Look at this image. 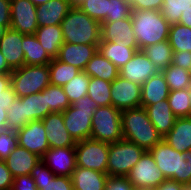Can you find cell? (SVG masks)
Masks as SVG:
<instances>
[{
	"instance_id": "1",
	"label": "cell",
	"mask_w": 191,
	"mask_h": 190,
	"mask_svg": "<svg viewBox=\"0 0 191 190\" xmlns=\"http://www.w3.org/2000/svg\"><path fill=\"white\" fill-rule=\"evenodd\" d=\"M149 152L166 179L184 185L191 184V150L178 152L162 139Z\"/></svg>"
},
{
	"instance_id": "2",
	"label": "cell",
	"mask_w": 191,
	"mask_h": 190,
	"mask_svg": "<svg viewBox=\"0 0 191 190\" xmlns=\"http://www.w3.org/2000/svg\"><path fill=\"white\" fill-rule=\"evenodd\" d=\"M121 124L123 138L146 151L163 139L142 106L121 111Z\"/></svg>"
},
{
	"instance_id": "3",
	"label": "cell",
	"mask_w": 191,
	"mask_h": 190,
	"mask_svg": "<svg viewBox=\"0 0 191 190\" xmlns=\"http://www.w3.org/2000/svg\"><path fill=\"white\" fill-rule=\"evenodd\" d=\"M132 26L139 50L168 40L170 24L157 10H132Z\"/></svg>"
},
{
	"instance_id": "4",
	"label": "cell",
	"mask_w": 191,
	"mask_h": 190,
	"mask_svg": "<svg viewBox=\"0 0 191 190\" xmlns=\"http://www.w3.org/2000/svg\"><path fill=\"white\" fill-rule=\"evenodd\" d=\"M60 25L66 43L99 44L101 41V24L79 7H72Z\"/></svg>"
},
{
	"instance_id": "5",
	"label": "cell",
	"mask_w": 191,
	"mask_h": 190,
	"mask_svg": "<svg viewBox=\"0 0 191 190\" xmlns=\"http://www.w3.org/2000/svg\"><path fill=\"white\" fill-rule=\"evenodd\" d=\"M96 108V102L86 95L63 111L64 125L75 142L90 139Z\"/></svg>"
},
{
	"instance_id": "6",
	"label": "cell",
	"mask_w": 191,
	"mask_h": 190,
	"mask_svg": "<svg viewBox=\"0 0 191 190\" xmlns=\"http://www.w3.org/2000/svg\"><path fill=\"white\" fill-rule=\"evenodd\" d=\"M10 75L11 86L18 98L39 93L50 85L49 64L23 65Z\"/></svg>"
},
{
	"instance_id": "7",
	"label": "cell",
	"mask_w": 191,
	"mask_h": 190,
	"mask_svg": "<svg viewBox=\"0 0 191 190\" xmlns=\"http://www.w3.org/2000/svg\"><path fill=\"white\" fill-rule=\"evenodd\" d=\"M145 152V149L124 138L110 143L107 175L126 177Z\"/></svg>"
},
{
	"instance_id": "8",
	"label": "cell",
	"mask_w": 191,
	"mask_h": 190,
	"mask_svg": "<svg viewBox=\"0 0 191 190\" xmlns=\"http://www.w3.org/2000/svg\"><path fill=\"white\" fill-rule=\"evenodd\" d=\"M90 139L109 144L123 139L121 111L112 105L97 107L92 117Z\"/></svg>"
},
{
	"instance_id": "9",
	"label": "cell",
	"mask_w": 191,
	"mask_h": 190,
	"mask_svg": "<svg viewBox=\"0 0 191 190\" xmlns=\"http://www.w3.org/2000/svg\"><path fill=\"white\" fill-rule=\"evenodd\" d=\"M76 166L107 174L109 143L93 139L76 142Z\"/></svg>"
},
{
	"instance_id": "10",
	"label": "cell",
	"mask_w": 191,
	"mask_h": 190,
	"mask_svg": "<svg viewBox=\"0 0 191 190\" xmlns=\"http://www.w3.org/2000/svg\"><path fill=\"white\" fill-rule=\"evenodd\" d=\"M135 189L158 187L166 178L146 151L126 176Z\"/></svg>"
},
{
	"instance_id": "11",
	"label": "cell",
	"mask_w": 191,
	"mask_h": 190,
	"mask_svg": "<svg viewBox=\"0 0 191 190\" xmlns=\"http://www.w3.org/2000/svg\"><path fill=\"white\" fill-rule=\"evenodd\" d=\"M111 105L123 111L141 106V85L118 76L111 82Z\"/></svg>"
},
{
	"instance_id": "12",
	"label": "cell",
	"mask_w": 191,
	"mask_h": 190,
	"mask_svg": "<svg viewBox=\"0 0 191 190\" xmlns=\"http://www.w3.org/2000/svg\"><path fill=\"white\" fill-rule=\"evenodd\" d=\"M16 133L18 146L27 149L40 158H42L50 148L46 137L47 131L45 130L42 120L31 121L16 131Z\"/></svg>"
},
{
	"instance_id": "13",
	"label": "cell",
	"mask_w": 191,
	"mask_h": 190,
	"mask_svg": "<svg viewBox=\"0 0 191 190\" xmlns=\"http://www.w3.org/2000/svg\"><path fill=\"white\" fill-rule=\"evenodd\" d=\"M10 28L21 34H35L38 23L36 6L30 0H10Z\"/></svg>"
},
{
	"instance_id": "14",
	"label": "cell",
	"mask_w": 191,
	"mask_h": 190,
	"mask_svg": "<svg viewBox=\"0 0 191 190\" xmlns=\"http://www.w3.org/2000/svg\"><path fill=\"white\" fill-rule=\"evenodd\" d=\"M101 41L115 42L126 47H138L132 26V17L101 23Z\"/></svg>"
},
{
	"instance_id": "15",
	"label": "cell",
	"mask_w": 191,
	"mask_h": 190,
	"mask_svg": "<svg viewBox=\"0 0 191 190\" xmlns=\"http://www.w3.org/2000/svg\"><path fill=\"white\" fill-rule=\"evenodd\" d=\"M41 160L55 176L71 177L76 168L75 147L49 148Z\"/></svg>"
},
{
	"instance_id": "16",
	"label": "cell",
	"mask_w": 191,
	"mask_h": 190,
	"mask_svg": "<svg viewBox=\"0 0 191 190\" xmlns=\"http://www.w3.org/2000/svg\"><path fill=\"white\" fill-rule=\"evenodd\" d=\"M158 70L142 51H136L133 57L119 69V76L142 85L147 79L156 74Z\"/></svg>"
},
{
	"instance_id": "17",
	"label": "cell",
	"mask_w": 191,
	"mask_h": 190,
	"mask_svg": "<svg viewBox=\"0 0 191 190\" xmlns=\"http://www.w3.org/2000/svg\"><path fill=\"white\" fill-rule=\"evenodd\" d=\"M42 122L50 148L75 147L76 142L64 125L63 112L49 113Z\"/></svg>"
},
{
	"instance_id": "18",
	"label": "cell",
	"mask_w": 191,
	"mask_h": 190,
	"mask_svg": "<svg viewBox=\"0 0 191 190\" xmlns=\"http://www.w3.org/2000/svg\"><path fill=\"white\" fill-rule=\"evenodd\" d=\"M23 38L24 34L9 28L0 39V52L12 70L25 65L24 51L22 49Z\"/></svg>"
},
{
	"instance_id": "19",
	"label": "cell",
	"mask_w": 191,
	"mask_h": 190,
	"mask_svg": "<svg viewBox=\"0 0 191 190\" xmlns=\"http://www.w3.org/2000/svg\"><path fill=\"white\" fill-rule=\"evenodd\" d=\"M99 44H72L64 42L57 57L63 63L84 71L88 61L98 51Z\"/></svg>"
},
{
	"instance_id": "20",
	"label": "cell",
	"mask_w": 191,
	"mask_h": 190,
	"mask_svg": "<svg viewBox=\"0 0 191 190\" xmlns=\"http://www.w3.org/2000/svg\"><path fill=\"white\" fill-rule=\"evenodd\" d=\"M30 175L37 190H74L71 177L55 176L42 160L36 164Z\"/></svg>"
},
{
	"instance_id": "21",
	"label": "cell",
	"mask_w": 191,
	"mask_h": 190,
	"mask_svg": "<svg viewBox=\"0 0 191 190\" xmlns=\"http://www.w3.org/2000/svg\"><path fill=\"white\" fill-rule=\"evenodd\" d=\"M72 8L68 0H49L36 7L38 27L60 25Z\"/></svg>"
},
{
	"instance_id": "22",
	"label": "cell",
	"mask_w": 191,
	"mask_h": 190,
	"mask_svg": "<svg viewBox=\"0 0 191 190\" xmlns=\"http://www.w3.org/2000/svg\"><path fill=\"white\" fill-rule=\"evenodd\" d=\"M169 87L162 72H157L141 85V106L153 105L167 100Z\"/></svg>"
},
{
	"instance_id": "23",
	"label": "cell",
	"mask_w": 191,
	"mask_h": 190,
	"mask_svg": "<svg viewBox=\"0 0 191 190\" xmlns=\"http://www.w3.org/2000/svg\"><path fill=\"white\" fill-rule=\"evenodd\" d=\"M13 177L30 175L41 158L27 149L17 146L4 160Z\"/></svg>"
},
{
	"instance_id": "24",
	"label": "cell",
	"mask_w": 191,
	"mask_h": 190,
	"mask_svg": "<svg viewBox=\"0 0 191 190\" xmlns=\"http://www.w3.org/2000/svg\"><path fill=\"white\" fill-rule=\"evenodd\" d=\"M144 108L148 114V118L163 138L172 129L177 118L172 112L168 101H159Z\"/></svg>"
},
{
	"instance_id": "25",
	"label": "cell",
	"mask_w": 191,
	"mask_h": 190,
	"mask_svg": "<svg viewBox=\"0 0 191 190\" xmlns=\"http://www.w3.org/2000/svg\"><path fill=\"white\" fill-rule=\"evenodd\" d=\"M163 139L178 152L191 150V117L176 118L174 126Z\"/></svg>"
},
{
	"instance_id": "26",
	"label": "cell",
	"mask_w": 191,
	"mask_h": 190,
	"mask_svg": "<svg viewBox=\"0 0 191 190\" xmlns=\"http://www.w3.org/2000/svg\"><path fill=\"white\" fill-rule=\"evenodd\" d=\"M108 177L100 171L76 166L71 179L74 190H105Z\"/></svg>"
},
{
	"instance_id": "27",
	"label": "cell",
	"mask_w": 191,
	"mask_h": 190,
	"mask_svg": "<svg viewBox=\"0 0 191 190\" xmlns=\"http://www.w3.org/2000/svg\"><path fill=\"white\" fill-rule=\"evenodd\" d=\"M35 35L48 55L52 59L57 58L64 43L61 25L38 27Z\"/></svg>"
},
{
	"instance_id": "28",
	"label": "cell",
	"mask_w": 191,
	"mask_h": 190,
	"mask_svg": "<svg viewBox=\"0 0 191 190\" xmlns=\"http://www.w3.org/2000/svg\"><path fill=\"white\" fill-rule=\"evenodd\" d=\"M84 72L90 77L112 82L119 76V69L106 59L99 51L88 61Z\"/></svg>"
},
{
	"instance_id": "29",
	"label": "cell",
	"mask_w": 191,
	"mask_h": 190,
	"mask_svg": "<svg viewBox=\"0 0 191 190\" xmlns=\"http://www.w3.org/2000/svg\"><path fill=\"white\" fill-rule=\"evenodd\" d=\"M98 51L120 69L139 51L138 47H126L115 42L100 41Z\"/></svg>"
},
{
	"instance_id": "30",
	"label": "cell",
	"mask_w": 191,
	"mask_h": 190,
	"mask_svg": "<svg viewBox=\"0 0 191 190\" xmlns=\"http://www.w3.org/2000/svg\"><path fill=\"white\" fill-rule=\"evenodd\" d=\"M22 49L25 65H46L52 61L35 34H24Z\"/></svg>"
},
{
	"instance_id": "31",
	"label": "cell",
	"mask_w": 191,
	"mask_h": 190,
	"mask_svg": "<svg viewBox=\"0 0 191 190\" xmlns=\"http://www.w3.org/2000/svg\"><path fill=\"white\" fill-rule=\"evenodd\" d=\"M142 51L159 72L172 64L173 50L168 40L149 45L143 48Z\"/></svg>"
},
{
	"instance_id": "32",
	"label": "cell",
	"mask_w": 191,
	"mask_h": 190,
	"mask_svg": "<svg viewBox=\"0 0 191 190\" xmlns=\"http://www.w3.org/2000/svg\"><path fill=\"white\" fill-rule=\"evenodd\" d=\"M24 110L26 124L35 120H43L49 114L46 95L41 91L39 93L24 96Z\"/></svg>"
},
{
	"instance_id": "33",
	"label": "cell",
	"mask_w": 191,
	"mask_h": 190,
	"mask_svg": "<svg viewBox=\"0 0 191 190\" xmlns=\"http://www.w3.org/2000/svg\"><path fill=\"white\" fill-rule=\"evenodd\" d=\"M50 84L54 86H63L74 78L81 70L73 65L61 62L57 58L49 63Z\"/></svg>"
},
{
	"instance_id": "34",
	"label": "cell",
	"mask_w": 191,
	"mask_h": 190,
	"mask_svg": "<svg viewBox=\"0 0 191 190\" xmlns=\"http://www.w3.org/2000/svg\"><path fill=\"white\" fill-rule=\"evenodd\" d=\"M168 41L173 51L191 52V28L180 23L171 24Z\"/></svg>"
},
{
	"instance_id": "35",
	"label": "cell",
	"mask_w": 191,
	"mask_h": 190,
	"mask_svg": "<svg viewBox=\"0 0 191 190\" xmlns=\"http://www.w3.org/2000/svg\"><path fill=\"white\" fill-rule=\"evenodd\" d=\"M111 82L101 78L90 77L87 95L100 106L111 105Z\"/></svg>"
},
{
	"instance_id": "36",
	"label": "cell",
	"mask_w": 191,
	"mask_h": 190,
	"mask_svg": "<svg viewBox=\"0 0 191 190\" xmlns=\"http://www.w3.org/2000/svg\"><path fill=\"white\" fill-rule=\"evenodd\" d=\"M90 76L80 71L74 78L63 85V89L71 105L87 95Z\"/></svg>"
},
{
	"instance_id": "37",
	"label": "cell",
	"mask_w": 191,
	"mask_h": 190,
	"mask_svg": "<svg viewBox=\"0 0 191 190\" xmlns=\"http://www.w3.org/2000/svg\"><path fill=\"white\" fill-rule=\"evenodd\" d=\"M168 84L169 90L186 89L191 85V78L187 70L170 64L162 71Z\"/></svg>"
},
{
	"instance_id": "38",
	"label": "cell",
	"mask_w": 191,
	"mask_h": 190,
	"mask_svg": "<svg viewBox=\"0 0 191 190\" xmlns=\"http://www.w3.org/2000/svg\"><path fill=\"white\" fill-rule=\"evenodd\" d=\"M42 92L46 95L49 113L63 112L71 105L62 86H54L50 84L43 89Z\"/></svg>"
},
{
	"instance_id": "39",
	"label": "cell",
	"mask_w": 191,
	"mask_h": 190,
	"mask_svg": "<svg viewBox=\"0 0 191 190\" xmlns=\"http://www.w3.org/2000/svg\"><path fill=\"white\" fill-rule=\"evenodd\" d=\"M167 101L177 118L190 117L188 88L170 91Z\"/></svg>"
},
{
	"instance_id": "40",
	"label": "cell",
	"mask_w": 191,
	"mask_h": 190,
	"mask_svg": "<svg viewBox=\"0 0 191 190\" xmlns=\"http://www.w3.org/2000/svg\"><path fill=\"white\" fill-rule=\"evenodd\" d=\"M7 112V129L18 131L26 125L24 97L16 98Z\"/></svg>"
},
{
	"instance_id": "41",
	"label": "cell",
	"mask_w": 191,
	"mask_h": 190,
	"mask_svg": "<svg viewBox=\"0 0 191 190\" xmlns=\"http://www.w3.org/2000/svg\"><path fill=\"white\" fill-rule=\"evenodd\" d=\"M191 6V0H163L162 16L171 24L179 23L182 12Z\"/></svg>"
},
{
	"instance_id": "42",
	"label": "cell",
	"mask_w": 191,
	"mask_h": 190,
	"mask_svg": "<svg viewBox=\"0 0 191 190\" xmlns=\"http://www.w3.org/2000/svg\"><path fill=\"white\" fill-rule=\"evenodd\" d=\"M78 7L101 24L108 15L109 0H84Z\"/></svg>"
},
{
	"instance_id": "43",
	"label": "cell",
	"mask_w": 191,
	"mask_h": 190,
	"mask_svg": "<svg viewBox=\"0 0 191 190\" xmlns=\"http://www.w3.org/2000/svg\"><path fill=\"white\" fill-rule=\"evenodd\" d=\"M130 0H109L108 15L104 21H117L130 17Z\"/></svg>"
},
{
	"instance_id": "44",
	"label": "cell",
	"mask_w": 191,
	"mask_h": 190,
	"mask_svg": "<svg viewBox=\"0 0 191 190\" xmlns=\"http://www.w3.org/2000/svg\"><path fill=\"white\" fill-rule=\"evenodd\" d=\"M18 146L16 131L6 129L0 132V160H5Z\"/></svg>"
},
{
	"instance_id": "45",
	"label": "cell",
	"mask_w": 191,
	"mask_h": 190,
	"mask_svg": "<svg viewBox=\"0 0 191 190\" xmlns=\"http://www.w3.org/2000/svg\"><path fill=\"white\" fill-rule=\"evenodd\" d=\"M105 190H135L127 177L109 176L106 181Z\"/></svg>"
},
{
	"instance_id": "46",
	"label": "cell",
	"mask_w": 191,
	"mask_h": 190,
	"mask_svg": "<svg viewBox=\"0 0 191 190\" xmlns=\"http://www.w3.org/2000/svg\"><path fill=\"white\" fill-rule=\"evenodd\" d=\"M132 10L161 11L163 0H130Z\"/></svg>"
},
{
	"instance_id": "47",
	"label": "cell",
	"mask_w": 191,
	"mask_h": 190,
	"mask_svg": "<svg viewBox=\"0 0 191 190\" xmlns=\"http://www.w3.org/2000/svg\"><path fill=\"white\" fill-rule=\"evenodd\" d=\"M11 190H37V187L31 175H20L14 177Z\"/></svg>"
},
{
	"instance_id": "48",
	"label": "cell",
	"mask_w": 191,
	"mask_h": 190,
	"mask_svg": "<svg viewBox=\"0 0 191 190\" xmlns=\"http://www.w3.org/2000/svg\"><path fill=\"white\" fill-rule=\"evenodd\" d=\"M14 177L4 160H0V190H11Z\"/></svg>"
},
{
	"instance_id": "49",
	"label": "cell",
	"mask_w": 191,
	"mask_h": 190,
	"mask_svg": "<svg viewBox=\"0 0 191 190\" xmlns=\"http://www.w3.org/2000/svg\"><path fill=\"white\" fill-rule=\"evenodd\" d=\"M172 64L187 70L191 64V52L173 51Z\"/></svg>"
},
{
	"instance_id": "50",
	"label": "cell",
	"mask_w": 191,
	"mask_h": 190,
	"mask_svg": "<svg viewBox=\"0 0 191 190\" xmlns=\"http://www.w3.org/2000/svg\"><path fill=\"white\" fill-rule=\"evenodd\" d=\"M11 25V5L10 0H0V26L7 29Z\"/></svg>"
},
{
	"instance_id": "51",
	"label": "cell",
	"mask_w": 191,
	"mask_h": 190,
	"mask_svg": "<svg viewBox=\"0 0 191 190\" xmlns=\"http://www.w3.org/2000/svg\"><path fill=\"white\" fill-rule=\"evenodd\" d=\"M17 96L11 86V75L0 73V97Z\"/></svg>"
},
{
	"instance_id": "52",
	"label": "cell",
	"mask_w": 191,
	"mask_h": 190,
	"mask_svg": "<svg viewBox=\"0 0 191 190\" xmlns=\"http://www.w3.org/2000/svg\"><path fill=\"white\" fill-rule=\"evenodd\" d=\"M184 184L178 183L172 179H165L158 187L157 190H182Z\"/></svg>"
},
{
	"instance_id": "53",
	"label": "cell",
	"mask_w": 191,
	"mask_h": 190,
	"mask_svg": "<svg viewBox=\"0 0 191 190\" xmlns=\"http://www.w3.org/2000/svg\"><path fill=\"white\" fill-rule=\"evenodd\" d=\"M179 23L191 28V6L186 11L182 12Z\"/></svg>"
},
{
	"instance_id": "54",
	"label": "cell",
	"mask_w": 191,
	"mask_h": 190,
	"mask_svg": "<svg viewBox=\"0 0 191 190\" xmlns=\"http://www.w3.org/2000/svg\"><path fill=\"white\" fill-rule=\"evenodd\" d=\"M7 129V112L6 106H0V132Z\"/></svg>"
},
{
	"instance_id": "55",
	"label": "cell",
	"mask_w": 191,
	"mask_h": 190,
	"mask_svg": "<svg viewBox=\"0 0 191 190\" xmlns=\"http://www.w3.org/2000/svg\"><path fill=\"white\" fill-rule=\"evenodd\" d=\"M13 70L8 66L5 57L0 52V73L11 74Z\"/></svg>"
},
{
	"instance_id": "56",
	"label": "cell",
	"mask_w": 191,
	"mask_h": 190,
	"mask_svg": "<svg viewBox=\"0 0 191 190\" xmlns=\"http://www.w3.org/2000/svg\"><path fill=\"white\" fill-rule=\"evenodd\" d=\"M16 98L17 96L0 97V106H6V110H8Z\"/></svg>"
},
{
	"instance_id": "57",
	"label": "cell",
	"mask_w": 191,
	"mask_h": 190,
	"mask_svg": "<svg viewBox=\"0 0 191 190\" xmlns=\"http://www.w3.org/2000/svg\"><path fill=\"white\" fill-rule=\"evenodd\" d=\"M72 7H78L84 0H68Z\"/></svg>"
},
{
	"instance_id": "58",
	"label": "cell",
	"mask_w": 191,
	"mask_h": 190,
	"mask_svg": "<svg viewBox=\"0 0 191 190\" xmlns=\"http://www.w3.org/2000/svg\"><path fill=\"white\" fill-rule=\"evenodd\" d=\"M30 1L37 7L38 5L47 3L49 0H30Z\"/></svg>"
},
{
	"instance_id": "59",
	"label": "cell",
	"mask_w": 191,
	"mask_h": 190,
	"mask_svg": "<svg viewBox=\"0 0 191 190\" xmlns=\"http://www.w3.org/2000/svg\"><path fill=\"white\" fill-rule=\"evenodd\" d=\"M6 30H7V28L5 26H0V39L4 35Z\"/></svg>"
},
{
	"instance_id": "60",
	"label": "cell",
	"mask_w": 191,
	"mask_h": 190,
	"mask_svg": "<svg viewBox=\"0 0 191 190\" xmlns=\"http://www.w3.org/2000/svg\"><path fill=\"white\" fill-rule=\"evenodd\" d=\"M188 92H189V103H190V117H191V85L188 87Z\"/></svg>"
},
{
	"instance_id": "61",
	"label": "cell",
	"mask_w": 191,
	"mask_h": 190,
	"mask_svg": "<svg viewBox=\"0 0 191 190\" xmlns=\"http://www.w3.org/2000/svg\"><path fill=\"white\" fill-rule=\"evenodd\" d=\"M182 190H191V184L183 185Z\"/></svg>"
},
{
	"instance_id": "62",
	"label": "cell",
	"mask_w": 191,
	"mask_h": 190,
	"mask_svg": "<svg viewBox=\"0 0 191 190\" xmlns=\"http://www.w3.org/2000/svg\"><path fill=\"white\" fill-rule=\"evenodd\" d=\"M135 190H157V187L143 188V189H135Z\"/></svg>"
},
{
	"instance_id": "63",
	"label": "cell",
	"mask_w": 191,
	"mask_h": 190,
	"mask_svg": "<svg viewBox=\"0 0 191 190\" xmlns=\"http://www.w3.org/2000/svg\"><path fill=\"white\" fill-rule=\"evenodd\" d=\"M187 71H188V73H189V75H190V78H191V64H190V66L188 67Z\"/></svg>"
}]
</instances>
